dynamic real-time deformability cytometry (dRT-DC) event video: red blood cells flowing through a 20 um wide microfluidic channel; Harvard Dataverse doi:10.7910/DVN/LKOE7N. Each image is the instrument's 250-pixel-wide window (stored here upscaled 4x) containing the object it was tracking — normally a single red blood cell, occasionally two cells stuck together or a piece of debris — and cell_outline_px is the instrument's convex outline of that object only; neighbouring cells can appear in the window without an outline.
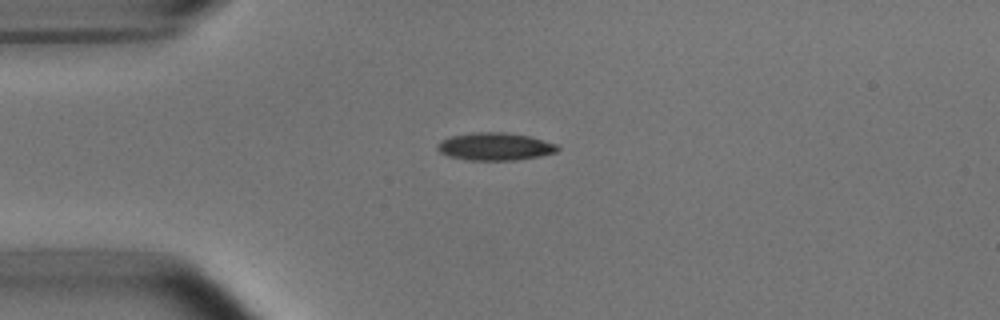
{"species": "common noctule bat (a hibernating species)", "species_latin": "Nyctalus noctula", "temperature_condition": "room temperature", "stored_images_in_passage": 41, "camera_frame_rate_fps": 3000, "um_per_image_px": 0.085, "animal": {"sex": "male", "body_mass_g": 15.6}, "frame": {"image": 1, "passage_image": 1, "time_ms": 0.0, "image_size_px": [1000, 320], "cell_outline_px": [[560, 148], [556, 152], [540, 156], [516, 160], [468, 160], [448, 156], [440, 152], [436, 148], [436, 144], [440, 140], [448, 136], [472, 132], [508, 132], [532, 136], [556, 144]], "centroid_in_image_um": [42.05, 12.44], "position_along_channel_um": 42.9, "area_um2": 19.71}}
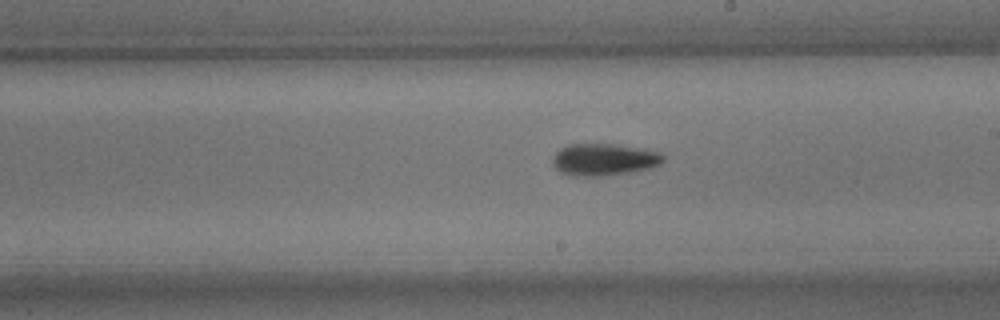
{"frame": {"image": 2, "passage_image": 18, "time_ms": 5.667, "image_size_px": [1000, 320], "cell_outline_px": [[664, 160], [660, 164], [652, 168], [628, 172], [600, 176], [572, 176], [560, 172], [552, 164], [552, 160], [556, 152], [560, 148], [568, 144], [616, 144], [660, 152], [664, 156]], "centroid_in_image_um": [51.32, 13.56], "position_along_channel_um": 237.7, "area_um2": 20.63}}
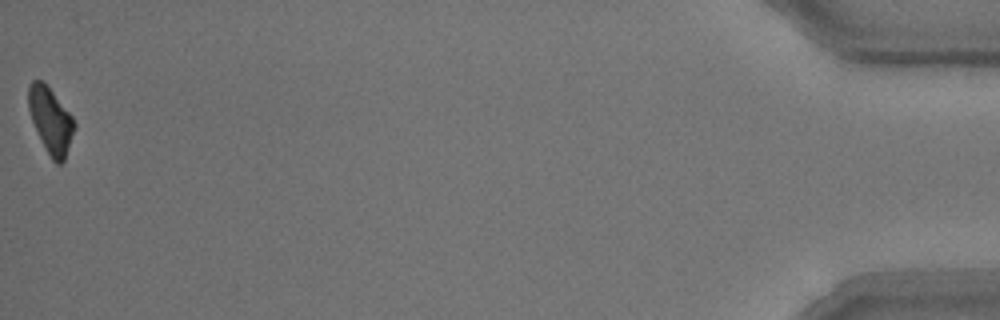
{"frame": {"image": 3, "passage_image": 41, "time_ms": 13.333, "image_size_px": [1000, 320], "cell_outline_px": [[76, 128], [64, 160], [60, 164], [56, 164], [52, 160], [40, 140], [32, 120], [28, 108], [28, 84], [32, 80], [44, 80], [72, 116], [76, 124]], "centroid_in_image_um": [4.3, 10.21], "position_along_channel_um": 430.9, "area_um2": 17.8}, "authors_computed_cell_mechanics": {"area_um2": 19.5364, "velocity_mm_per_s": 3.7625, "shape_relaxation_time_tau1_ms": 2.9201, "shape_relaxation_time_tau2_ms": 7.3011, "deformation_change_tau1": 0.13, "deformation_change_tau2": 0.1683}}